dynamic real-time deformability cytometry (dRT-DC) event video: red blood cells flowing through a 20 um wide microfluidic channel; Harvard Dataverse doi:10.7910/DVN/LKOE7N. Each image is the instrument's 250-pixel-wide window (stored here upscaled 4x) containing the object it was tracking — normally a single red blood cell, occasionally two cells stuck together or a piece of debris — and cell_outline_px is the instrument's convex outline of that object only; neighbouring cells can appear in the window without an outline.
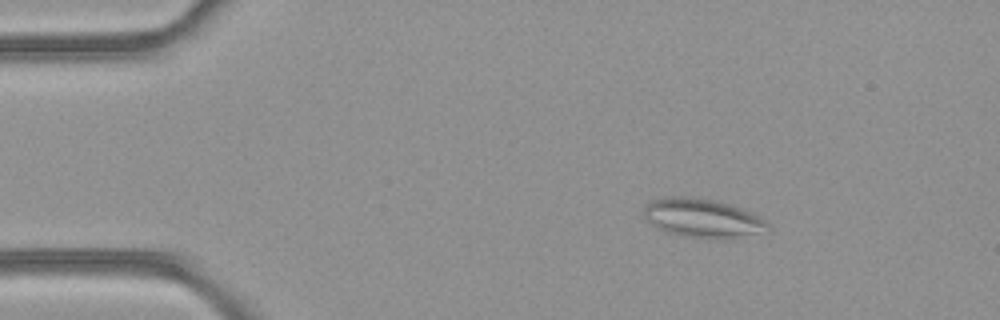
{"species": "common noctule bat (a hibernating species)", "species_latin": "Nyctalus noctula", "temperature_condition": "room temperature", "stored_images_in_passage": 47, "camera_frame_rate_fps": 3000, "um_per_image_px": 0.085, "animal": {"sex": "female", "body_mass_g": 21.9}, "frame": {"image": 1, "passage_image": 5, "time_ms": 1.333, "image_size_px": [1000, 320], "cell_outline_px": [[772, 228], [728, 240], [716, 240], [680, 236], [664, 232], [656, 228], [644, 216], [644, 204], [652, 200], [668, 196], [692, 196], [716, 200], [740, 208], [764, 220]], "centroid_in_image_um": [59.65, 18.55], "position_along_channel_um": 25.4, "area_um2": 28.38}}
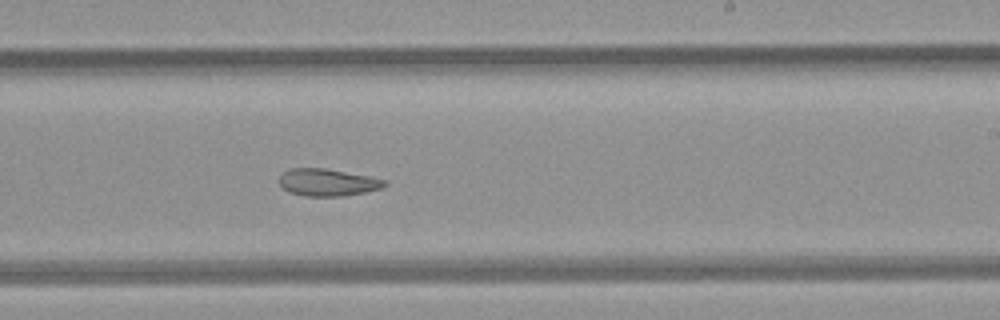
{"frame": {"image": 2, "passage_image": 27, "time_ms": 8.667, "image_size_px": [1000, 320], "cell_outline_px": [[388, 184], [384, 188], [344, 196], [304, 196], [288, 192], [280, 184], [280, 176], [284, 172], [292, 168], [324, 168], [368, 176], [388, 180]], "centroid_in_image_um": [27.89, 15.51], "position_along_channel_um": 261.1, "area_um2": 16.7}}
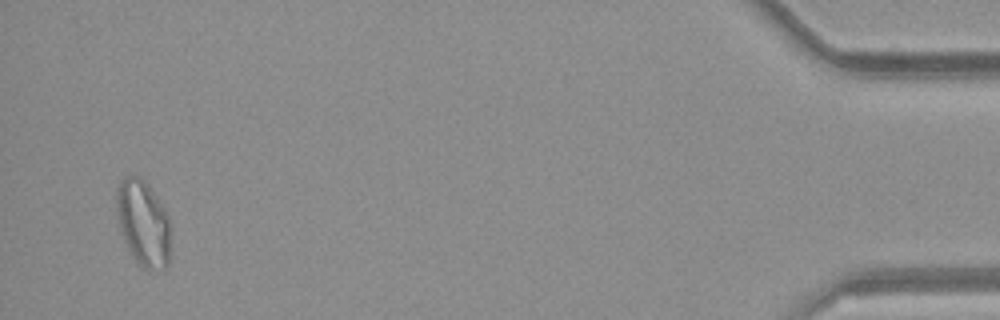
{"frame": {"image": 3, "passage_image": 45, "time_ms": 14.667, "image_size_px": [1000, 320], "cell_outline_px": [[172, 228], [168, 264], [164, 268], [148, 272], [140, 268], [132, 256], [120, 232], [116, 200], [116, 188], [120, 180], [124, 176], [140, 176], [148, 184], [164, 208], [168, 216]], "centroid_in_image_um": [12.19, 19.0], "position_along_channel_um": 423.0, "area_um2": 27.74}, "authors_computed_cell_mechanics": {"area_um2": 21.2704, "velocity_mm_per_s": 4.1989, "shape_relaxation_time_tau1_ms": null, "shape_relaxation_time_tau2_ms": 3.3575, "deformation_change_tau1": null, "deformation_change_tau2": 0.0972}}